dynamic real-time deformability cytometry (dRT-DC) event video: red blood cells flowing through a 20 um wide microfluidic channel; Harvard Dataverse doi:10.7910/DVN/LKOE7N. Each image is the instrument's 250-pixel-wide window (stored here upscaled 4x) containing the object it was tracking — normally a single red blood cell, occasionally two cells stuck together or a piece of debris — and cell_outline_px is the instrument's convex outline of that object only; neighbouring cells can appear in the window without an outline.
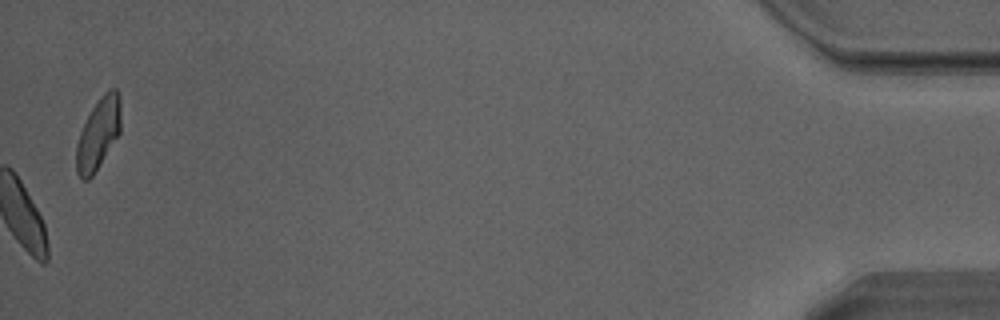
{"species": "Egyptian fruit bat (a non-hibernating species)", "species_latin": "Rousettus aegyptiacus", "temperature_condition": "warm", "stored_images_in_passage": 51, "camera_frame_rate_fps": 3000, "um_per_image_px": 0.085, "animal": {"sex": "male"}, "frame": {"image": 1, "passage_image": 51, "time_ms": 16.667, "image_size_px": [1000, 320], "cell_outline_px": [[120, 132], [92, 176], [88, 180], [84, 180], [76, 172], [76, 144], [80, 132], [92, 108], [104, 92], [108, 88], [116, 88], [120, 96]], "centroid_in_image_um": [8.35, 11.34], "position_along_channel_um": 426.8, "area_um2": 18.26}, "authors_computed_cell_mechanics": {"area_um2": 21.0392, "velocity_mm_per_s": 4.1315, "shape_relaxation_time_tau1_ms": 2.426, "shape_relaxation_time_tau2_ms": 1.7837, "deformation_change_tau1": 0.1, "deformation_change_tau2": 0.0563}}